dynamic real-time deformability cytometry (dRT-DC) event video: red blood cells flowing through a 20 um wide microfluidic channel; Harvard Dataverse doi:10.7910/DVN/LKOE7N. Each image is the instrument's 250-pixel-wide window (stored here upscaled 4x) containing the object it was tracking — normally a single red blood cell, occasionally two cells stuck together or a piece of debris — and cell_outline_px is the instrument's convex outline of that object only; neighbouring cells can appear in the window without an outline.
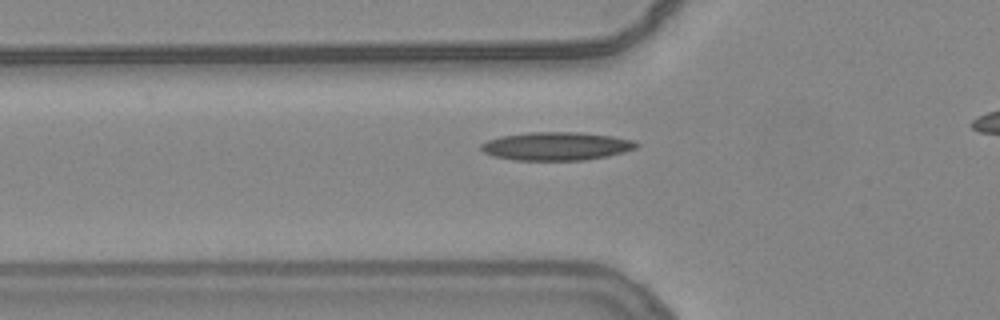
{"species": "common noctule bat (a hibernating species)", "species_latin": "Nyctalus noctula", "temperature_condition": "warm", "stored_images_in_passage": 40, "camera_frame_rate_fps": 3000, "um_per_image_px": 0.085, "animal": {"sex": "female", "body_mass_g": 24.6, "forearm_length_mm": 56.2}, "frame": {"image": 1, "passage_image": 13, "time_ms": 4.0, "image_size_px": [1000, 320], "cell_outline_px": [[640, 144], [636, 148], [624, 152], [608, 156], [584, 160], [512, 160], [492, 156], [484, 152], [480, 148], [480, 144], [488, 140], [500, 136], [528, 132], [580, 132], [612, 136], [636, 140]], "centroid_in_image_um": [47.3, 12.42], "position_along_channel_um": 78.5, "area_um2": 25.84}}
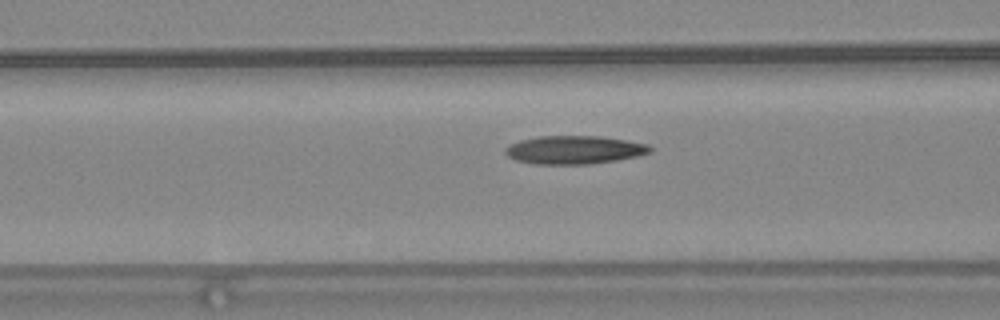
{"frame": {"image": 2, "passage_image": 16, "time_ms": 5.0, "image_size_px": [1000, 320], "cell_outline_px": [[652, 152], [636, 156], [616, 160], [588, 164], [536, 164], [516, 160], [508, 156], [504, 152], [504, 148], [520, 140], [540, 136], [600, 136], [648, 144], [652, 148]], "centroid_in_image_um": [48.81, 12.74], "position_along_channel_um": 117.8, "area_um2": 23.7}}
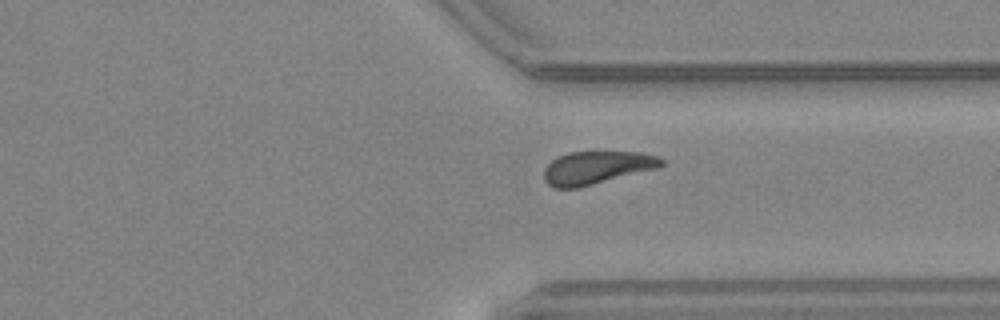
{"frame": {"image": 3, "passage_image": 35, "time_ms": 11.333, "image_size_px": [1000, 320], "cell_outline_px": [[664, 164], [660, 168], [576, 188], [552, 188], [544, 180], [544, 168], [556, 156], [568, 152], [640, 152], [656, 156], [664, 160]], "centroid_in_image_um": [50.71, 14.25], "position_along_channel_um": 360.7, "area_um2": 22.66}, "authors_computed_cell_mechanics": {"area_um2": 23.1778, "velocity_mm_per_s": 3.8367, "shape_relaxation_time_tau1_ms": 6.5692, "shape_relaxation_time_tau2_ms": 3.1386, "deformation_change_tau1": 0.2064, "deformation_change_tau2": 0.1115}}